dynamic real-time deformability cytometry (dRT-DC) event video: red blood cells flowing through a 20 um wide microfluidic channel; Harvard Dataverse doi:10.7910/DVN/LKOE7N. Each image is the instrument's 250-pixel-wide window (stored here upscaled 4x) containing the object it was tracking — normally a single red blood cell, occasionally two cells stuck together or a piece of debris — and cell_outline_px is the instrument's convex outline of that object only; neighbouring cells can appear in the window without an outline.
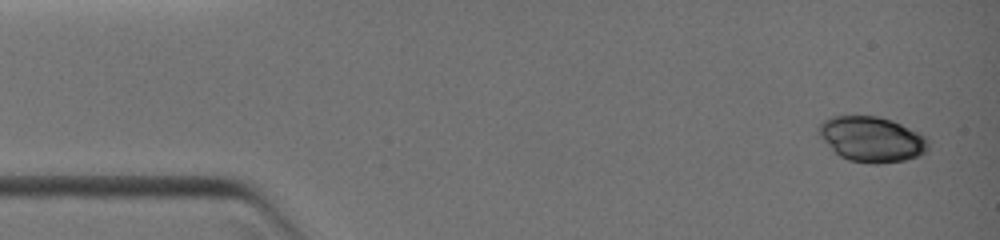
{"species": "common noctule bat (a hibernating species)", "species_latin": "Nyctalus noctula", "temperature_condition": "warm", "stored_images_in_passage": 9, "camera_frame_rate_fps": 3000, "um_per_image_px": 0.085, "animal": {"sex": "female", "body_mass_g": 19.0, "forearm_length_mm": 51.5}, "frame": {"image": 1, "passage_image": 1, "time_ms": 0.0, "image_size_px": [1000, 240], "cell_outline_px": [[928, 148], [924, 152], [916, 156], [904, 160], [876, 164], [872, 164], [848, 160], [840, 156], [824, 140], [816, 128], [820, 124], [836, 116], [876, 116], [900, 124], [924, 136], [928, 144]], "centroid_in_image_um": [74.08, 11.85], "position_along_channel_um": 10.9, "area_um2": 28.09}}
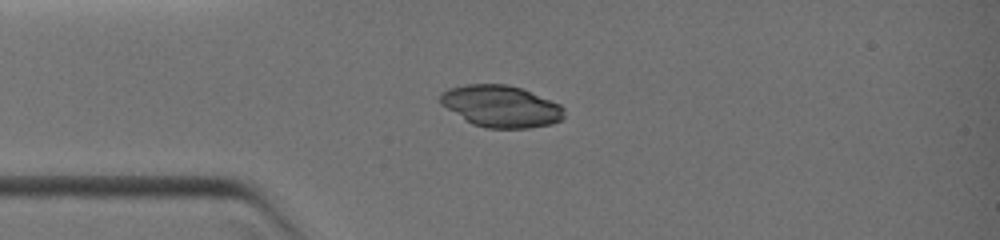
{"frame": {"image": 2, "passage_image": 8, "time_ms": 2.667, "image_size_px": [1000, 240], "cell_outline_px": [[564, 116], [560, 120], [552, 124], [528, 128], [484, 128], [472, 124], [440, 104], [440, 92], [448, 88], [468, 84], [508, 84], [520, 88], [560, 104], [564, 108]], "centroid_in_image_um": [42.56, 9.03], "position_along_channel_um": 42.4, "area_um2": 30.11}}
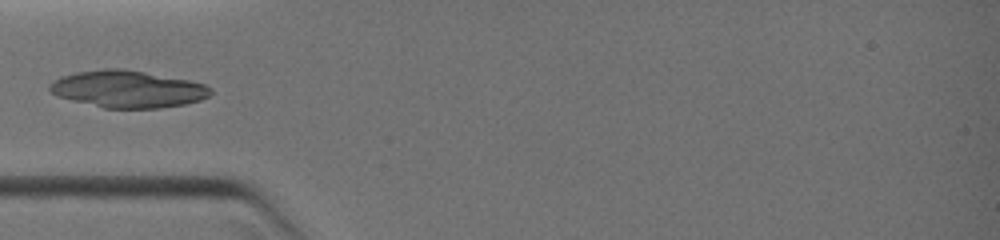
{"frame": {"image": 3, "passage_image": 9, "time_ms": 3.667, "image_size_px": [1000, 240], "cell_outline_px": [[212, 92], [208, 96], [200, 100], [184, 104], [160, 108], [104, 108], [56, 96], [48, 88], [56, 80], [64, 76], [76, 72], [104, 68], [124, 68], [188, 80], [204, 84], [212, 88]], "centroid_in_image_um": [10.88, 7.57], "position_along_channel_um": 74.1, "area_um2": 34.51}}